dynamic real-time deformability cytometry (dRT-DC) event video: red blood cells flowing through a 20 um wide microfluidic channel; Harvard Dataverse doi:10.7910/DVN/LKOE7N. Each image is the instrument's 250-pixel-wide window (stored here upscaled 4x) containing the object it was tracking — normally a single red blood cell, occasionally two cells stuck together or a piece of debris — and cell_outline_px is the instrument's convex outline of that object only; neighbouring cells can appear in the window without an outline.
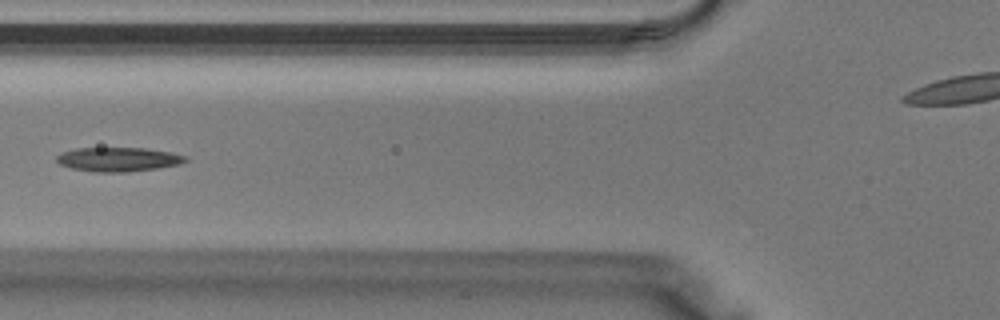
{"species": "Egyptian fruit bat (a non-hibernating species)", "species_latin": "Rousettus aegyptiacus", "temperature_condition": "warm", "stored_images_in_passage": 39, "camera_frame_rate_fps": 3000, "um_per_image_px": 0.085, "animal": {"sex": "male"}, "frame": {"image": 1, "passage_image": 14, "time_ms": 4.333, "image_size_px": [1000, 320], "cell_outline_px": [[188, 160], [180, 164], [156, 168], [128, 172], [92, 172], [72, 168], [60, 164], [56, 160], [56, 156], [60, 152], [76, 148], [144, 148], [172, 152], [184, 156]], "centroid_in_image_um": [10.02, 13.54], "position_along_channel_um": 115.8, "area_um2": 18.15}}
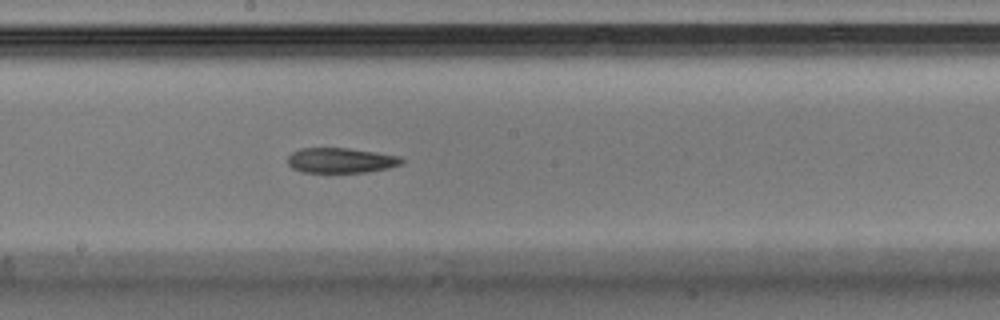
{"frame": {"image": 2, "passage_image": 20, "time_ms": 6.333, "image_size_px": [1000, 320], "cell_outline_px": [[404, 164], [388, 168], [368, 172], [304, 172], [292, 168], [288, 164], [288, 156], [292, 152], [300, 148], [348, 148], [376, 152], [400, 156], [404, 160]], "centroid_in_image_um": [29.0, 13.63], "position_along_channel_um": 219.2, "area_um2": 16.76}}
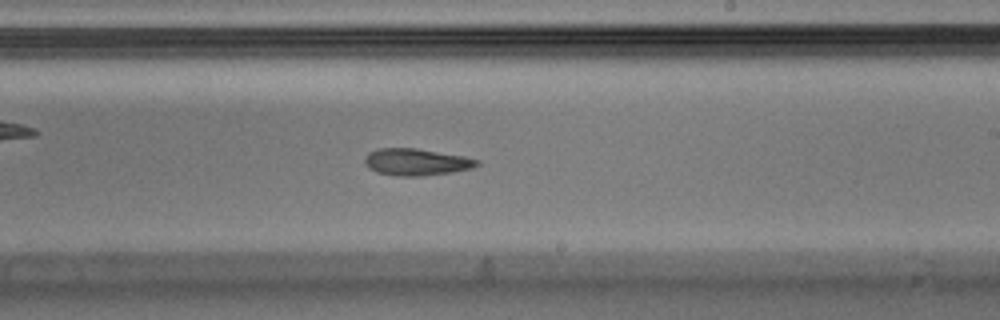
{"frame": {"image": 3, "passage_image": 22, "time_ms": 7.0, "image_size_px": [1000, 320], "cell_outline_px": [[480, 164], [472, 168], [452, 172], [424, 176], [396, 176], [376, 172], [368, 168], [364, 164], [364, 156], [368, 152], [376, 148], [416, 148], [464, 156], [480, 160]], "centroid_in_image_um": [35.35, 13.77], "position_along_channel_um": 253.6, "area_um2": 17.86}}